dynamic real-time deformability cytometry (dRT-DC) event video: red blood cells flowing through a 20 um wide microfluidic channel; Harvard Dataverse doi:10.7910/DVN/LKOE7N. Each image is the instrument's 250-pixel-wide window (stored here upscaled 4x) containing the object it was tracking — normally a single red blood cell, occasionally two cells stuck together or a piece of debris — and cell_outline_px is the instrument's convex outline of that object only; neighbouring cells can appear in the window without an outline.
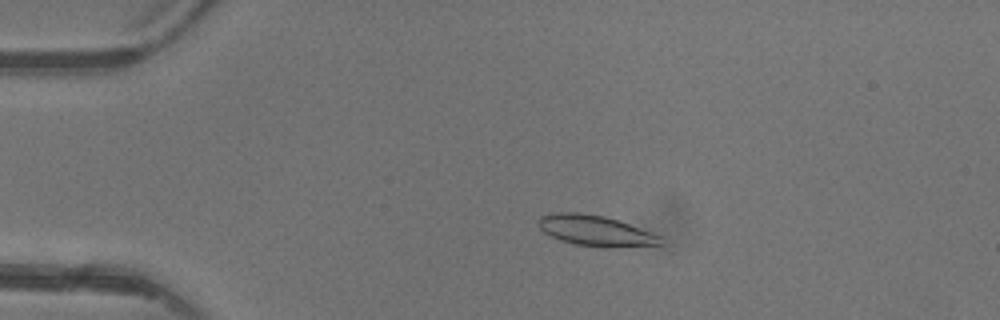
{"species": "common noctule bat (a hibernating species)", "species_latin": "Nyctalus noctula", "temperature_condition": "warm", "stored_images_in_passage": 3, "camera_frame_rate_fps": 3000, "um_per_image_px": 0.085, "animal": {"sex": "female"}, "frame": {"image": 1, "passage_image": 2, "time_ms": 1.333, "image_size_px": [1000, 320], "cell_outline_px": [[664, 244], [612, 248], [604, 248], [576, 244], [560, 240], [544, 232], [540, 228], [536, 220], [540, 216], [552, 212], [580, 212], [604, 216], [628, 224], [660, 236]], "centroid_in_image_um": [50.57, 19.61], "position_along_channel_um": 34.4, "area_um2": 21.79}}